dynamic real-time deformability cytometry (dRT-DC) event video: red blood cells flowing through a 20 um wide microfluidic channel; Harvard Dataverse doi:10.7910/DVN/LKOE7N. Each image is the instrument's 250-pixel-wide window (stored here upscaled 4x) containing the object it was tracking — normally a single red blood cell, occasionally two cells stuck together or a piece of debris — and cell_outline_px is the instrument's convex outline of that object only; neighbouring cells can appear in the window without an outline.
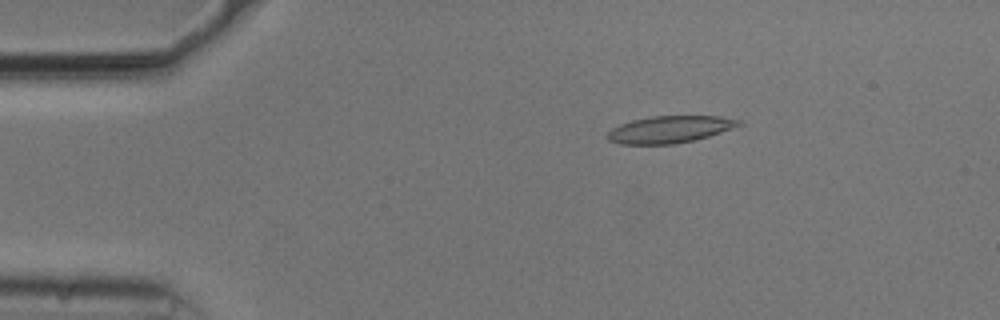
{"species": "common noctule bat (a hibernating species)", "species_latin": "Nyctalus noctula", "temperature_condition": "cold", "stored_images_in_passage": 53, "camera_frame_rate_fps": 3000, "um_per_image_px": 0.085, "animal": {"sex": "male", "body_mass_g": 20.5, "forearm_length_mm": 52.5}, "frame": {"image": 1, "passage_image": 9, "time_ms": 2.667, "image_size_px": [1000, 320], "cell_outline_px": [[740, 124], [732, 128], [696, 140], [676, 144], [620, 144], [608, 140], [608, 132], [612, 128], [620, 124], [632, 120], [652, 116], [720, 116], [740, 120]], "centroid_in_image_um": [56.9, 11.0], "position_along_channel_um": 28.1, "area_um2": 20.52}}
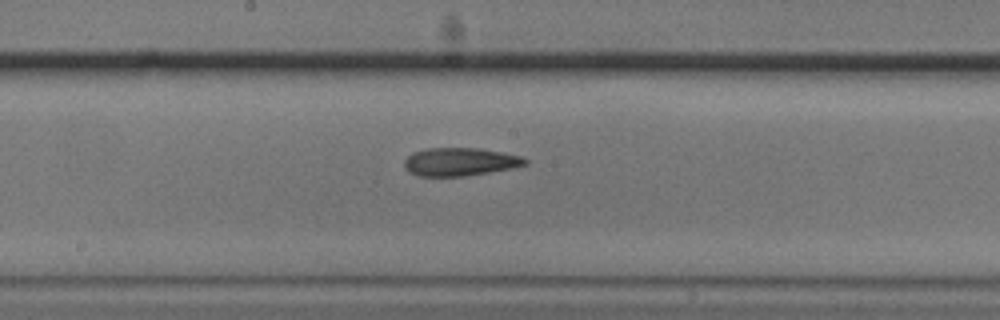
{"frame": {"image": 2, "passage_image": 28, "time_ms": 9.0, "image_size_px": [1000, 320], "cell_outline_px": [[528, 164], [512, 168], [464, 176], [420, 176], [408, 172], [404, 168], [404, 160], [412, 152], [428, 148], [480, 148], [520, 156], [528, 160]], "centroid_in_image_um": [39.06, 13.75], "position_along_channel_um": 209.1, "area_um2": 19.77}}
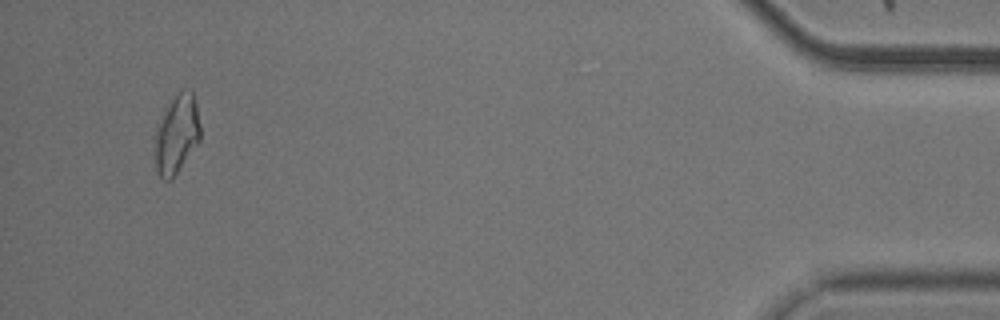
{"frame": {"image": 3, "passage_image": 51, "time_ms": 16.667, "image_size_px": [1000, 320], "cell_outline_px": [[200, 140], [172, 180], [164, 180], [160, 176], [156, 168], [156, 124], [164, 108], [180, 92], [192, 92], [196, 104], [200, 124]], "centroid_in_image_um": [15.01, 11.44], "position_along_channel_um": 420.2, "area_um2": 20.52}, "authors_computed_cell_mechanics": {"area_um2": 19.9988, "velocity_mm_per_s": 3.7452, "shape_relaxation_time_tau1_ms": 9.3929, "shape_relaxation_time_tau2_ms": 2.9947, "deformation_change_tau1": 0.2337, "deformation_change_tau2": 0.1249}}